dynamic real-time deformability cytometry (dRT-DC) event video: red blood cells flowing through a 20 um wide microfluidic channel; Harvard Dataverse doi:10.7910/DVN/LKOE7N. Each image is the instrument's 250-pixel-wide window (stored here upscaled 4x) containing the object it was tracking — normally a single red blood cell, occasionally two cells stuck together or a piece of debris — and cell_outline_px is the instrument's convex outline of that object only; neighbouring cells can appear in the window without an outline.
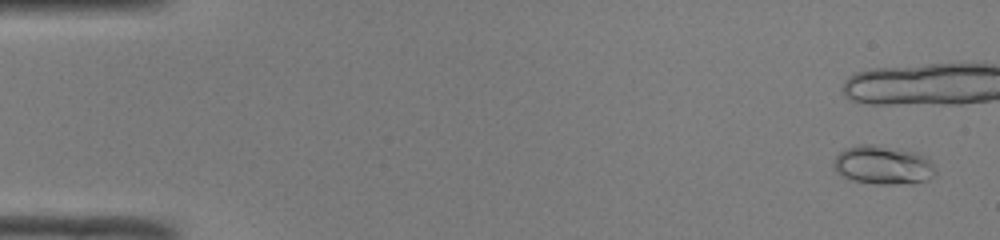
{"species": "common noctule bat (a hibernating species)", "species_latin": "Nyctalus noctula", "temperature_condition": "room temperature", "stored_images_in_passage": 13, "camera_frame_rate_fps": 3000, "um_per_image_px": 0.085, "animal": {"sex": "male", "body_mass_g": 19.0, "forearm_length_mm": 50.8}, "frame": {"image": 1, "passage_image": 3, "time_ms": 0.667, "image_size_px": [1000, 240], "cell_outline_px": [[936, 172], [928, 180], [912, 184], [876, 184], [852, 180], [836, 172], [832, 164], [836, 156], [844, 148], [860, 144], [872, 144], [916, 152], [924, 156], [932, 164]], "centroid_in_image_um": [75.03, 14.04], "position_along_channel_um": 10.0, "area_um2": 23.0}}